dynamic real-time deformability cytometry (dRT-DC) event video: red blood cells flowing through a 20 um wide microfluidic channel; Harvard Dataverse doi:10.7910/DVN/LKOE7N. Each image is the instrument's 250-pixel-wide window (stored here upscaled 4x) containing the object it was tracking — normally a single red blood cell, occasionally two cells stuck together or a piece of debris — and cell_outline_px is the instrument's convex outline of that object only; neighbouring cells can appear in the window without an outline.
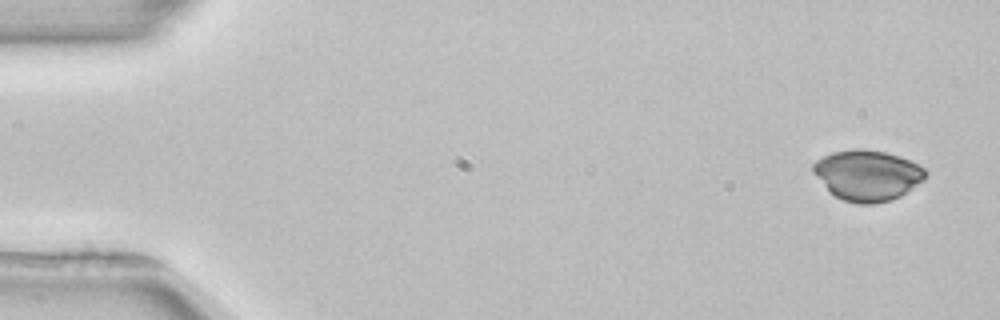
{"species": "common noctule bat (a hibernating species)", "species_latin": "Nyctalus noctula", "temperature_condition": "room temperature", "stored_images_in_passage": 4, "camera_frame_rate_fps": 3000, "um_per_image_px": 0.085, "animal": {"sex": "female", "body_mass_g": 22.7, "forearm_length_mm": 54.2}, "frame": {"image": 1, "passage_image": 1, "time_ms": 0.0, "image_size_px": [1000, 320], "cell_outline_px": [[928, 172], [924, 180], [900, 196], [892, 200], [872, 204], [860, 204], [844, 200], [836, 196], [812, 172], [812, 164], [816, 160], [832, 152], [852, 148], [860, 148], [884, 152], [900, 156], [924, 168]], "centroid_in_image_um": [73.74, 14.89], "position_along_channel_um": 11.3, "area_um2": 32.95}}
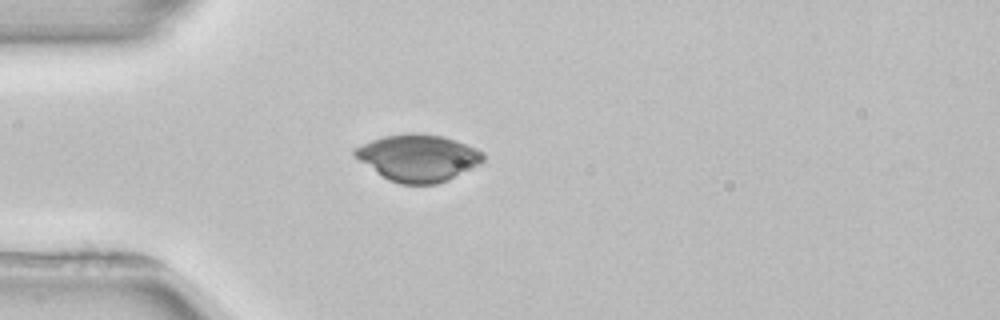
{"frame": {"image": 2, "passage_image": 4, "time_ms": 4.0, "image_size_px": [1000, 320], "cell_outline_px": [[484, 160], [480, 164], [448, 180], [436, 184], [400, 184], [388, 180], [352, 156], [352, 148], [372, 140], [384, 136], [408, 132], [416, 132], [444, 136], [456, 140], [476, 148], [484, 152]], "centroid_in_image_um": [35.52, 13.4], "position_along_channel_um": 49.5, "area_um2": 35.37}}